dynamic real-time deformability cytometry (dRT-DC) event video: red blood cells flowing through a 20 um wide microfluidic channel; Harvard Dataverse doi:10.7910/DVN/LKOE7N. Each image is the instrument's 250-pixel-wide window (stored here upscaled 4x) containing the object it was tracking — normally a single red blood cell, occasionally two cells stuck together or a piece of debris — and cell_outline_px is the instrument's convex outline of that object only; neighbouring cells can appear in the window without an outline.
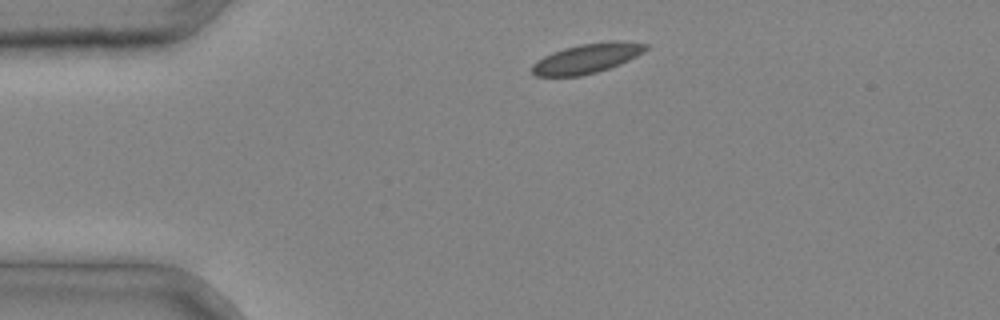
{"species": "common noctule bat (a hibernating species)", "species_latin": "Nyctalus noctula", "temperature_condition": "cold", "stored_images_in_passage": 2, "camera_frame_rate_fps": 3000, "um_per_image_px": 0.085, "animal": {"sex": "male", "body_mass_g": 20.4}, "frame": {"image": 1, "passage_image": 1, "time_ms": 0.0, "image_size_px": [1000, 320], "cell_outline_px": [[648, 48], [644, 52], [620, 64], [596, 72], [580, 76], [536, 76], [532, 72], [532, 64], [536, 60], [552, 52], [564, 48], [580, 44], [608, 40], [620, 40], [648, 44]], "centroid_in_image_um": [49.9, 4.94], "position_along_channel_um": 35.1, "area_um2": 19.77}}